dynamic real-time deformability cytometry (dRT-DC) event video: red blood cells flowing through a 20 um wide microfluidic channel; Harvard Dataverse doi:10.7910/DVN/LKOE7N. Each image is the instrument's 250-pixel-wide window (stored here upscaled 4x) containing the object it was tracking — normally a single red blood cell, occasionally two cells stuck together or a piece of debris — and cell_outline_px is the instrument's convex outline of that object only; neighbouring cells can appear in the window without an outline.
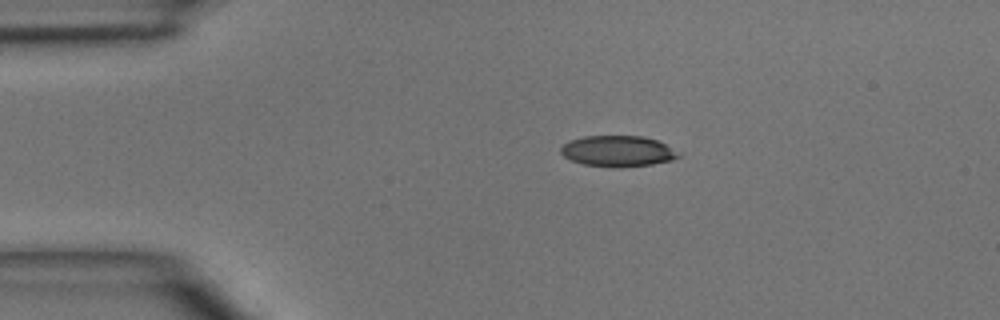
{"species": "common noctule bat (a hibernating species)", "species_latin": "Nyctalus noctula", "temperature_condition": "room temperature", "stored_images_in_passage": 3, "camera_frame_rate_fps": 3000, "um_per_image_px": 0.085, "animal": {"sex": "male", "body_mass_g": 15.6}, "frame": {"image": 1, "passage_image": 2, "time_ms": 1.0, "image_size_px": [1000, 320], "cell_outline_px": [[680, 156], [672, 160], [652, 164], [612, 168], [584, 164], [572, 160], [564, 156], [560, 152], [560, 148], [564, 144], [572, 140], [584, 136], [644, 136], [656, 140], [680, 152]], "centroid_in_image_um": [52.52, 12.85], "position_along_channel_um": 32.5, "area_um2": 21.1}}